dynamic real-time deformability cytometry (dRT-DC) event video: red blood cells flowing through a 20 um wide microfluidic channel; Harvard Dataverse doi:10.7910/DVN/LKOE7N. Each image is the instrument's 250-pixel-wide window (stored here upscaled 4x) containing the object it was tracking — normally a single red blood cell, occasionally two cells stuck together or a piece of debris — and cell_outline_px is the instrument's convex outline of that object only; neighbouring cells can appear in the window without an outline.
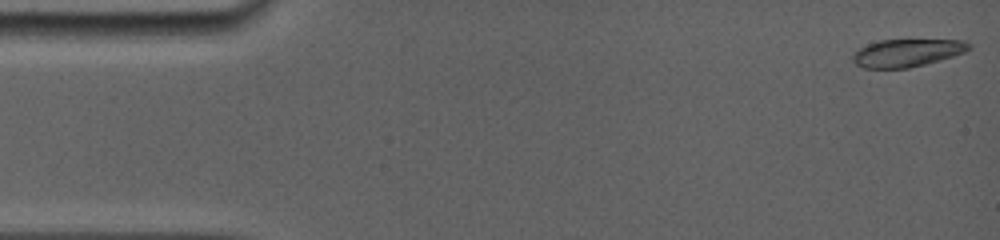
{"species": "common noctule bat (a hibernating species)", "species_latin": "Nyctalus noctula", "temperature_condition": "room temperature", "stored_images_in_passage": 22, "camera_frame_rate_fps": 5000, "um_per_image_px": 0.085, "animal": {"sex": "female", "body_mass_g": 19.0, "forearm_length_mm": 56.7}, "frame": {"image": 1, "passage_image": 1, "time_ms": 0.0, "image_size_px": [1000, 240], "cell_outline_px": [[972, 48], [964, 52], [952, 56], [924, 64], [908, 68], [864, 68], [856, 64], [852, 60], [852, 56], [860, 48], [868, 44], [880, 40], [964, 40], [972, 44]], "centroid_in_image_um": [77.11, 4.49], "position_along_channel_um": 7.9, "area_um2": 18.55}}
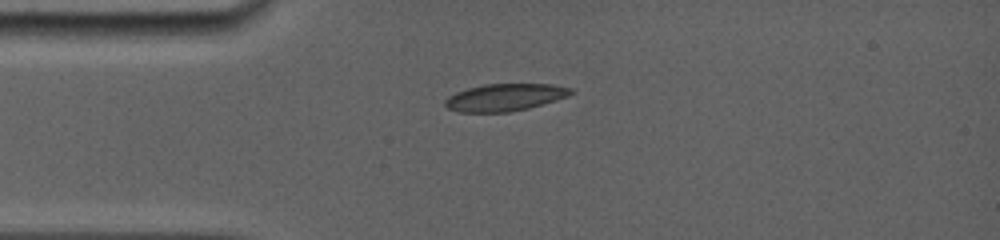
{"frame": {"image": 2, "passage_image": 17, "time_ms": 3.6, "image_size_px": [1000, 240], "cell_outline_px": [[576, 92], [568, 96], [556, 100], [528, 108], [508, 112], [456, 112], [448, 108], [444, 104], [444, 100], [448, 96], [456, 92], [468, 88], [484, 84], [552, 84], [572, 88]], "centroid_in_image_um": [42.91, 8.27], "position_along_channel_um": 42.1, "area_um2": 20.06}}